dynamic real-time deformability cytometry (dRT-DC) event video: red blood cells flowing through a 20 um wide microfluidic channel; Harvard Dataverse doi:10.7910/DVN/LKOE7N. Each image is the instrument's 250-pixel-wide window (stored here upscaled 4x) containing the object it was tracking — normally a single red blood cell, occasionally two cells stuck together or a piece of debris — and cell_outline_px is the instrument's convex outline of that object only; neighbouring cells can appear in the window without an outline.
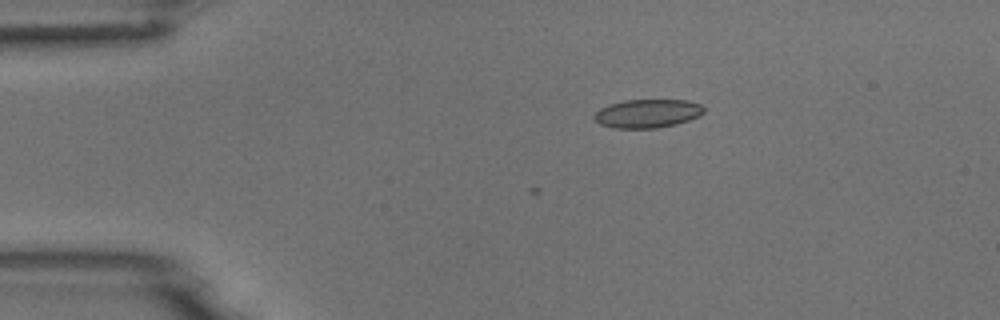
{"species": "common noctule bat (a hibernating species)", "species_latin": "Nyctalus noctula", "temperature_condition": "room temperature", "stored_images_in_passage": 5, "camera_frame_rate_fps": 3000, "um_per_image_px": 0.085, "animal": {"sex": "male", "body_mass_g": 18.8}, "frame": {"image": 1, "passage_image": 3, "time_ms": 2.333, "image_size_px": [1000, 320], "cell_outline_px": [[704, 112], [700, 116], [676, 124], [656, 128], [612, 128], [600, 124], [592, 116], [600, 108], [608, 104], [624, 100], [688, 100], [700, 104], [704, 108]], "centroid_in_image_um": [55.02, 9.64], "position_along_channel_um": 30.0, "area_um2": 18.32}}